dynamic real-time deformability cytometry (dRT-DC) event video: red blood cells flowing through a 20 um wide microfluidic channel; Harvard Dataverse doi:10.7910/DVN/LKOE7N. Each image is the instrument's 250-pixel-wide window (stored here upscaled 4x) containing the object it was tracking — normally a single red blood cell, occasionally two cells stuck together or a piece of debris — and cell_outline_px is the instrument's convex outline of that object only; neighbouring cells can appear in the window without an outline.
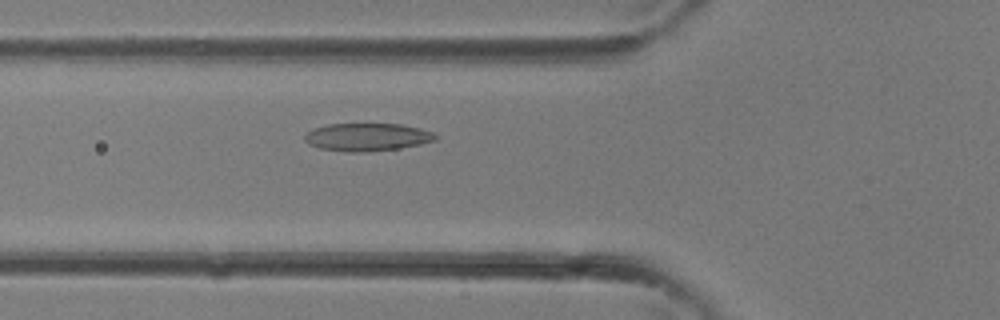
{"species": "common noctule bat (a hibernating species)", "species_latin": "Nyctalus noctula", "temperature_condition": "room temperature", "stored_images_in_passage": 32, "camera_frame_rate_fps": 3000, "um_per_image_px": 0.085, "animal": {"sex": "female"}, "frame": {"image": 1, "passage_image": 9, "time_ms": 2.667, "image_size_px": [1000, 320], "cell_outline_px": [[440, 136], [436, 140], [420, 144], [400, 148], [368, 152], [348, 152], [320, 148], [308, 144], [304, 140], [304, 136], [308, 132], [316, 128], [328, 124], [404, 124], [420, 128], [432, 132]], "centroid_in_image_um": [31.25, 11.65], "position_along_channel_um": 94.6, "area_um2": 21.27}}
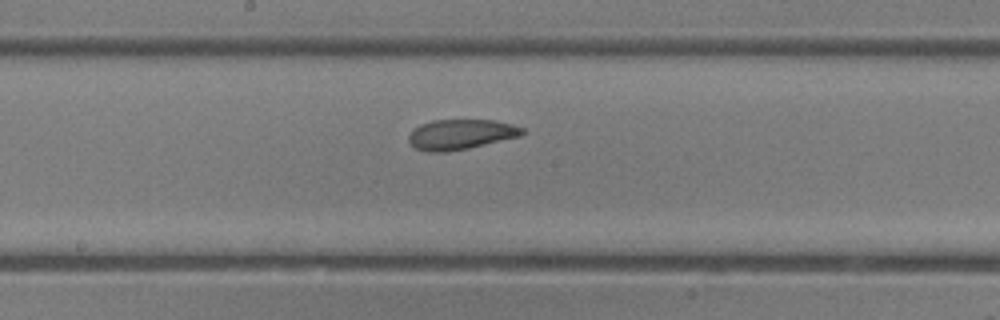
{"frame": {"image": 2, "passage_image": 15, "time_ms": 4.667, "image_size_px": [1000, 320], "cell_outline_px": [[528, 132], [524, 136], [468, 148], [448, 152], [428, 152], [416, 148], [408, 140], [408, 136], [420, 124], [432, 120], [496, 120], [512, 124], [524, 128]], "centroid_in_image_um": [39.25, 11.42], "position_along_channel_um": 209.0, "area_um2": 20.17}}
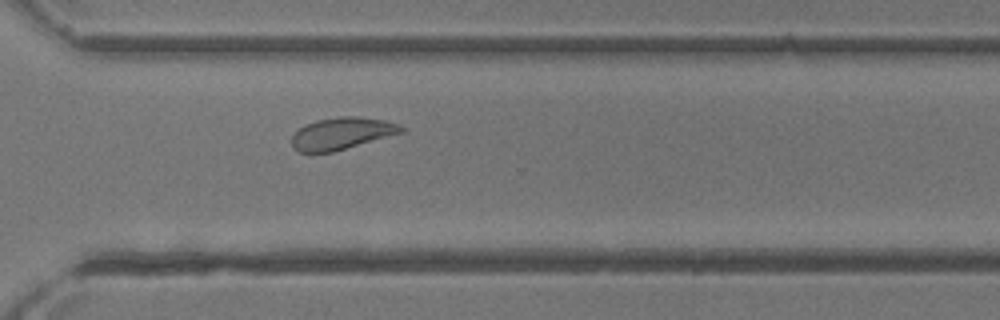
{"frame": {"image": 3, "passage_image": 22, "time_ms": 7.0, "image_size_px": [1000, 320], "cell_outline_px": [[404, 132], [332, 152], [300, 152], [292, 148], [292, 136], [304, 124], [316, 120], [340, 116], [356, 116], [384, 120], [400, 124], [404, 128]], "centroid_in_image_um": [29.05, 11.33], "position_along_channel_um": 341.6, "area_um2": 20.35}}